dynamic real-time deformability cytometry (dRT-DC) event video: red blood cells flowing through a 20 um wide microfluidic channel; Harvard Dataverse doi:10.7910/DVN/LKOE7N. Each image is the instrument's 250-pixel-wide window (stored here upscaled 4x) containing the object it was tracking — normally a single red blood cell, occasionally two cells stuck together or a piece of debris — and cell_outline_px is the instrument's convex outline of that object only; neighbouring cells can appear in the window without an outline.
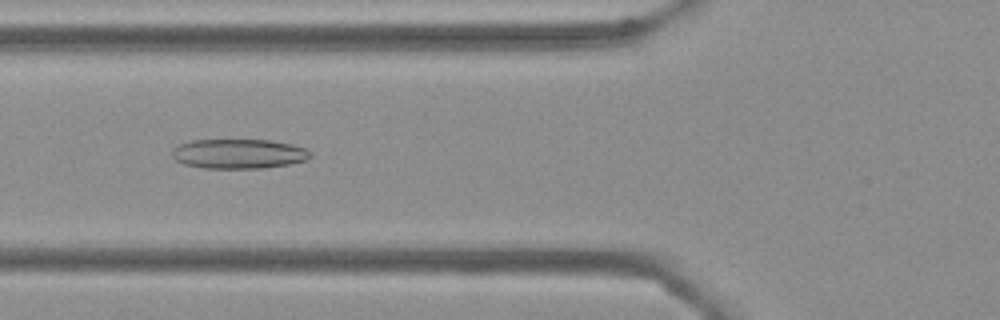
{"species": "Egyptian fruit bat (a non-hibernating species)", "species_latin": "Rousettus aegyptiacus", "temperature_condition": "cold", "stored_images_in_passage": 55, "camera_frame_rate_fps": 3000, "um_per_image_px": 0.085, "frame": {"image": 1, "passage_image": 20, "time_ms": 6.333, "image_size_px": [1000, 320], "cell_outline_px": [[312, 156], [308, 160], [288, 164], [264, 168], [204, 168], [184, 164], [176, 160], [172, 156], [172, 148], [180, 144], [192, 140], [272, 140], [292, 144], [304, 148], [312, 152]], "centroid_in_image_um": [20.31, 13.07], "position_along_channel_um": 105.5, "area_um2": 23.99}}
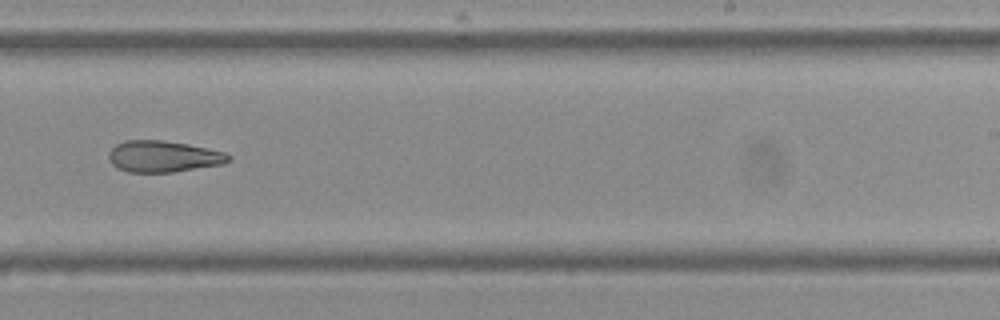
{"frame": {"image": 2, "passage_image": 34, "time_ms": 11.0, "image_size_px": [1000, 320], "cell_outline_px": [[232, 156], [228, 160], [220, 164], [172, 172], [128, 172], [116, 168], [112, 164], [108, 156], [108, 152], [116, 144], [124, 140], [164, 140], [188, 144], [228, 152]], "centroid_in_image_um": [13.85, 13.28], "position_along_channel_um": 275.1, "area_um2": 21.96}}
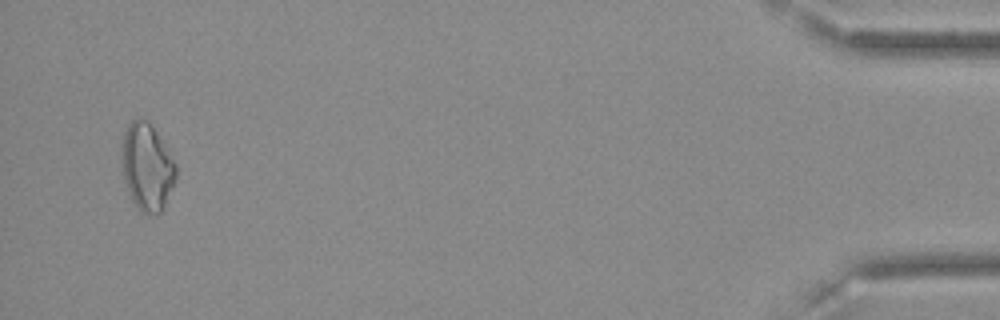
{"frame": {"image": 3, "passage_image": 53, "time_ms": 17.333, "image_size_px": [1000, 320], "cell_outline_px": [[176, 180], [160, 212], [156, 216], [152, 216], [140, 212], [136, 208], [128, 192], [124, 180], [120, 160], [124, 132], [128, 124], [136, 116], [144, 116], [148, 120], [156, 132], [176, 164]], "centroid_in_image_um": [12.46, 14.18], "position_along_channel_um": 422.7, "area_um2": 27.92}}